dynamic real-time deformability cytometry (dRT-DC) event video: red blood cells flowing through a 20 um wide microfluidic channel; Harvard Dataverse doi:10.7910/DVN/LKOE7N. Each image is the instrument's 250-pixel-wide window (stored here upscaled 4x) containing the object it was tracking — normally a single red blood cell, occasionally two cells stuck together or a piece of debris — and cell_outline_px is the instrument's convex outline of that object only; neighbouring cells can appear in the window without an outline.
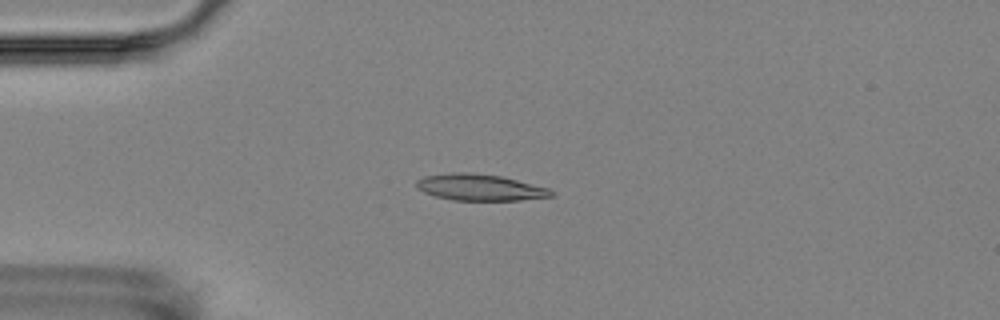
{"species": "Egyptian fruit bat (a non-hibernating species)", "species_latin": "Rousettus aegyptiacus", "temperature_condition": "room temperature", "stored_images_in_passage": 6, "camera_frame_rate_fps": 3000, "um_per_image_px": 0.085, "animal": {"sex": "female"}, "frame": {"image": 1, "passage_image": 4, "time_ms": 4.333, "image_size_px": [1000, 320], "cell_outline_px": [[556, 196], [520, 200], [452, 200], [436, 196], [424, 192], [416, 188], [416, 180], [424, 176], [448, 172], [468, 172], [500, 176], [548, 188]], "centroid_in_image_um": [40.75, 15.92], "position_along_channel_um": 44.3, "area_um2": 20.69}}